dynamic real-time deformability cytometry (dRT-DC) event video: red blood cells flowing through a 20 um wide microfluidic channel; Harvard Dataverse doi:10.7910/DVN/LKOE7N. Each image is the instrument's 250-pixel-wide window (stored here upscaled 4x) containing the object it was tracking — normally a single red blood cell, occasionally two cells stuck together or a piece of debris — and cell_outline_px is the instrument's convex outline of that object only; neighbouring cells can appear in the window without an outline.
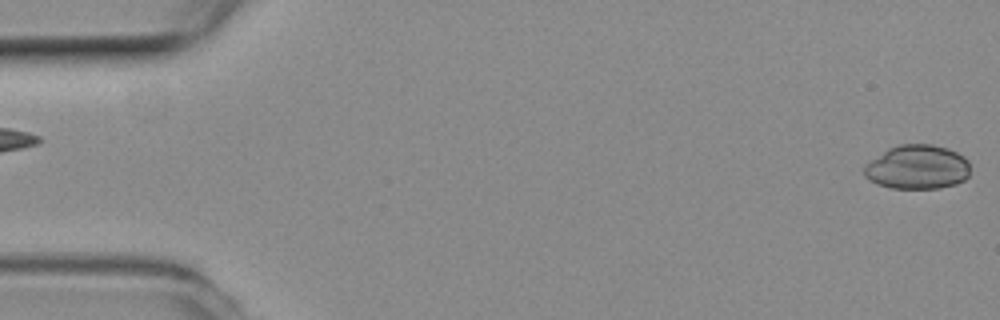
{"species": "common noctule bat (a hibernating species)", "species_latin": "Nyctalus noctula", "temperature_condition": "room temperature", "stored_images_in_passage": 6, "segment_of_instrument_passage": [2, 2], "camera_frame_rate_fps": 3000, "um_per_image_px": 0.085, "animal": {"sex": "female", "body_mass_g": 19.3, "forearm_length_mm": 54.1}, "frame": {"image": 1, "passage_image": 6, "time_ms": 1.667, "image_size_px": [1000, 320], "cell_outline_px": [[968, 176], [964, 180], [956, 184], [940, 188], [892, 188], [876, 184], [868, 180], [864, 176], [864, 164], [888, 148], [900, 144], [932, 144], [948, 148], [964, 156], [968, 160]], "centroid_in_image_um": [77.95, 14.2], "position_along_channel_um": 7.1, "area_um2": 27.51}}